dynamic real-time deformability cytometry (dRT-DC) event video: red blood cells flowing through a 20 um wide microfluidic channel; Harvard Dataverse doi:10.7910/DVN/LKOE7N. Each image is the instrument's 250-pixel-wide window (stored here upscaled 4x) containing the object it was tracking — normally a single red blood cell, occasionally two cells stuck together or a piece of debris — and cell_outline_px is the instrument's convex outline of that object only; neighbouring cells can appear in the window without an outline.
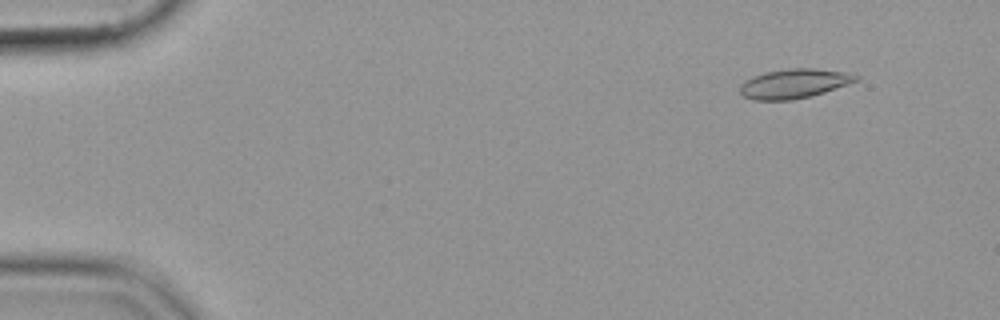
{"species": "common noctule bat (a hibernating species)", "species_latin": "Nyctalus noctula", "temperature_condition": "cold", "stored_images_in_passage": 55, "camera_frame_rate_fps": 3000, "um_per_image_px": 0.085, "animal": {"sex": "female", "body_mass_g": 19.9}, "frame": {"image": 1, "passage_image": 6, "time_ms": 1.667, "image_size_px": [1000, 320], "cell_outline_px": [[860, 80], [812, 96], [792, 100], [752, 100], [744, 96], [740, 92], [740, 84], [744, 80], [752, 76], [764, 72], [788, 68], [816, 68], [848, 72], [860, 76]], "centroid_in_image_um": [67.51, 7.09], "position_along_channel_um": 17.5, "area_um2": 20.17}}
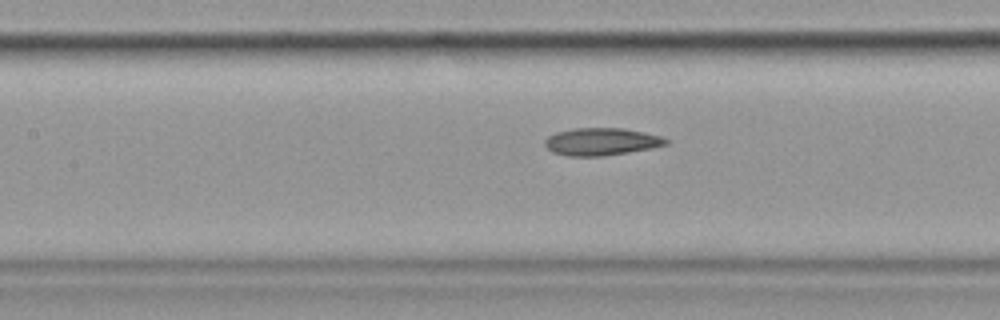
{"frame": {"image": 2, "passage_image": 26, "time_ms": 8.333, "image_size_px": [1000, 320], "cell_outline_px": [[668, 144], [652, 148], [604, 156], [568, 156], [552, 152], [544, 144], [544, 140], [548, 136], [556, 132], [572, 128], [624, 128], [644, 132], [660, 136], [668, 140]], "centroid_in_image_um": [51.09, 12.04], "position_along_channel_um": 156.3, "area_um2": 19.42}}
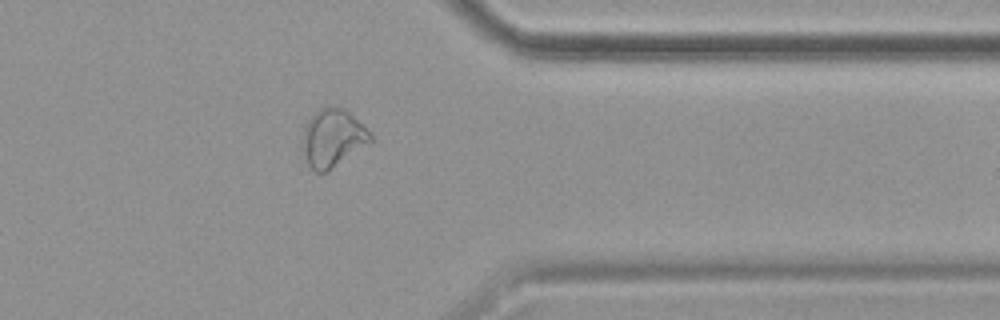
{"frame": {"image": 3, "passage_image": 45, "time_ms": 14.667, "image_size_px": [1000, 320], "cell_outline_px": [[372, 140], [324, 172], [316, 172], [308, 164], [300, 152], [300, 144], [304, 128], [308, 120], [320, 108], [328, 104], [332, 104], [344, 108], [372, 132]], "centroid_in_image_um": [28.22, 11.68], "position_along_channel_um": 383.2, "area_um2": 22.89}}